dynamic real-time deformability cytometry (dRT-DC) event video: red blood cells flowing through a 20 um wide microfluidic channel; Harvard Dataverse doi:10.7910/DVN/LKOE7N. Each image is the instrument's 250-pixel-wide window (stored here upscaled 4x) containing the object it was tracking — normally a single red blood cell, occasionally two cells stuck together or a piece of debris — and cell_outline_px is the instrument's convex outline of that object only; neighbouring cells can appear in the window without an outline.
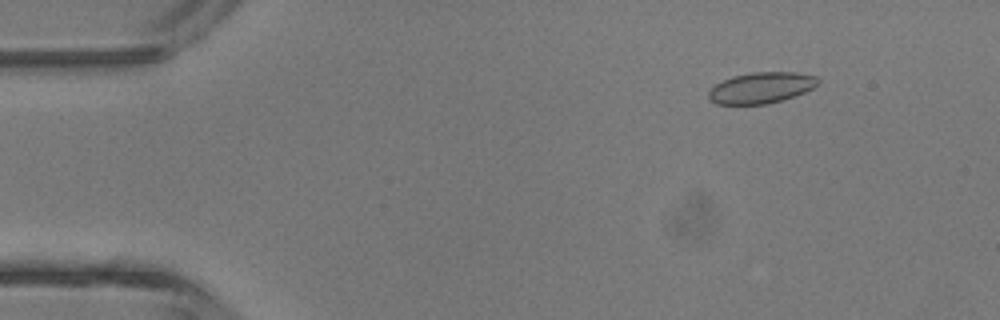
{"species": "common noctule bat (a hibernating species)", "species_latin": "Nyctalus noctula", "temperature_condition": "room temperature", "stored_images_in_passage": 4, "camera_frame_rate_fps": 3000, "um_per_image_px": 0.085, "animal": {"sex": "male", "body_mass_g": 13.3}, "frame": {"image": 1, "passage_image": 2, "time_ms": 1.333, "image_size_px": [1000, 320], "cell_outline_px": [[820, 80], [812, 88], [804, 92], [768, 104], [716, 104], [708, 96], [708, 92], [716, 84], [732, 76], [752, 72], [796, 72], [816, 76]], "centroid_in_image_um": [64.7, 7.45], "position_along_channel_um": 20.3, "area_um2": 19.54}}